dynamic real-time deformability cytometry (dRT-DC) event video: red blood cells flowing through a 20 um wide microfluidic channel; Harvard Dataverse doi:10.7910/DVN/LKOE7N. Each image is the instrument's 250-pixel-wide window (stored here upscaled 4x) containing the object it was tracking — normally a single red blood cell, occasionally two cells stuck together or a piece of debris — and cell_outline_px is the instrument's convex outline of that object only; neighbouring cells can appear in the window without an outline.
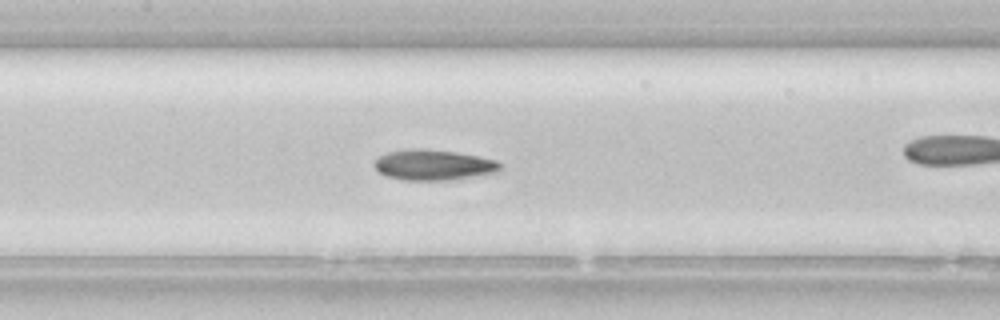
{"species": "common noctule bat (a hibernating species)", "species_latin": "Nyctalus noctula", "temperature_condition": "room temperature", "stored_images_in_passage": 49, "camera_frame_rate_fps": 3000, "um_per_image_px": 0.085, "animal": {"sex": "female", "body_mass_g": 22.7, "forearm_length_mm": 54.2}, "frame": {"image": 1, "passage_image": 22, "time_ms": 7.0, "image_size_px": [1000, 320], "cell_outline_px": [[500, 168], [496, 172], [448, 180], [404, 180], [388, 176], [380, 172], [372, 164], [380, 156], [388, 152], [456, 152], [496, 160], [500, 164]], "centroid_in_image_um": [36.87, 14.07], "position_along_channel_um": 170.5, "area_um2": 20.92}, "authors_computed_cell_mechanics": {"area_um2": 21.8484, "velocity_mm_per_s": 4.1367, "shape_relaxation_time_tau1_ms": 7.0493, "shape_relaxation_time_tau2_ms": 5.2595, "deformation_change_tau1": 0.1691, "deformation_change_tau2": 0.1201}}